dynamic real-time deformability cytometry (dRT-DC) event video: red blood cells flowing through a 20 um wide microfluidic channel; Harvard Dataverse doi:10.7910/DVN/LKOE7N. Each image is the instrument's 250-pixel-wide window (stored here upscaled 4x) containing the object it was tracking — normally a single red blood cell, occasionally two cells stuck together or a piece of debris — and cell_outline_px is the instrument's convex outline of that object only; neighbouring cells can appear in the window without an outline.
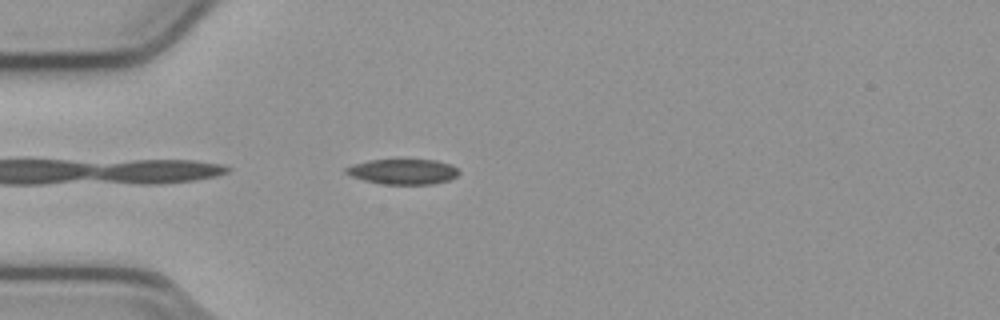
{"species": "common noctule bat (a hibernating species)", "species_latin": "Nyctalus noctula", "temperature_condition": "cold", "stored_images_in_passage": 13, "camera_frame_rate_fps": 3000, "um_per_image_px": 0.085, "animal": {"sex": "male", "body_mass_g": 23.1, "forearm_length_mm": 52.7}, "frame": {"image": 1, "passage_image": 2, "time_ms": 0.333, "image_size_px": [1000, 320], "cell_outline_px": [[460, 172], [456, 176], [448, 180], [432, 184], [384, 184], [364, 180], [352, 176], [344, 172], [344, 168], [352, 164], [368, 160], [436, 160], [452, 164]], "centroid_in_image_um": [34.24, 14.58], "position_along_channel_um": 50.8, "area_um2": 16.59}}
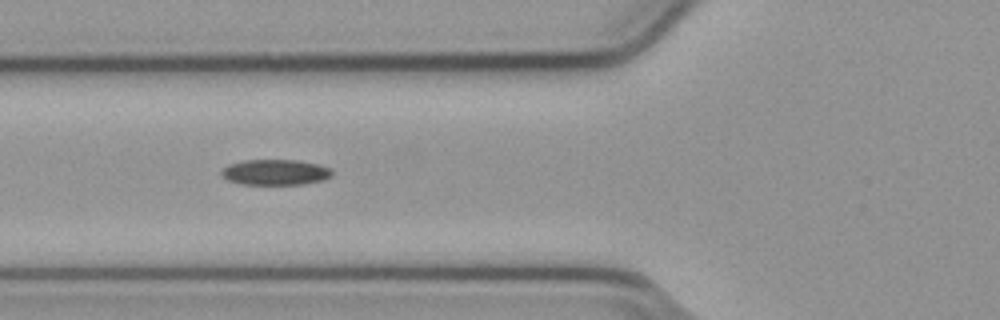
{"frame": {"image": 2, "passage_image": 7, "time_ms": 2.0, "image_size_px": [1000, 320], "cell_outline_px": [[332, 176], [324, 180], [304, 184], [244, 184], [228, 180], [220, 172], [228, 164], [244, 160], [296, 160], [316, 164], [328, 168], [332, 172]], "centroid_in_image_um": [23.4, 14.64], "position_along_channel_um": 102.4, "area_um2": 16.3}}
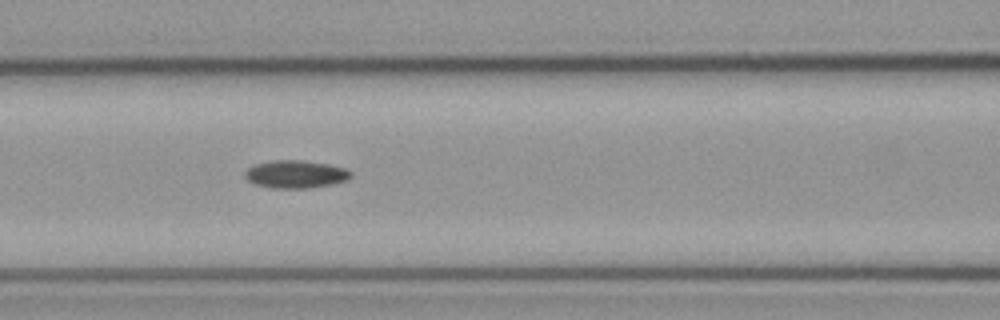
{"frame": {"image": 3, "passage_image": 10, "time_ms": 3.0, "image_size_px": [1000, 320], "cell_outline_px": [[352, 176], [348, 180], [332, 184], [308, 188], [272, 188], [256, 184], [248, 180], [244, 176], [244, 172], [248, 168], [256, 164], [272, 160], [300, 160], [328, 164], [344, 168], [352, 172]], "centroid_in_image_um": [25.14, 14.81], "position_along_channel_um": 141.5, "area_um2": 17.11}}